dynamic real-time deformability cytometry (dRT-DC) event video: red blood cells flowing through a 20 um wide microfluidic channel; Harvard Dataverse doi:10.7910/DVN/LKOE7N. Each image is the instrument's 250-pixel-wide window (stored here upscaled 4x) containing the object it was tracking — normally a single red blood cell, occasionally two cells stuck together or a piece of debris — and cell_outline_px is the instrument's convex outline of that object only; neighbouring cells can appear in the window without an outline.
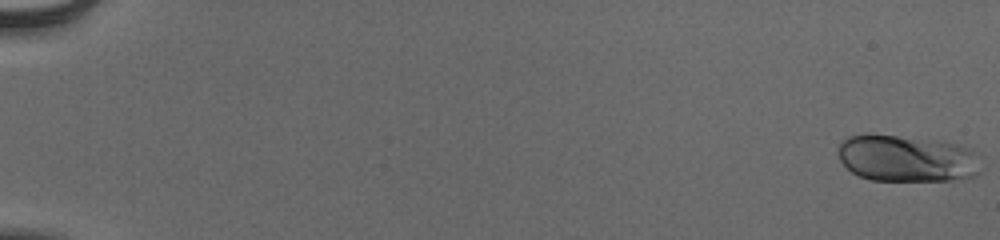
{"species": "human", "species_latin": "Homo sapiens", "temperature_condition": "cold", "stored_images_in_passage": 56, "camera_frame_rate_fps": 3000, "um_per_image_px": 0.085, "donor": {"sex": "male"}, "frame": {"image": 1, "passage_image": 1, "time_ms": 0.0, "image_size_px": [1000, 240], "cell_outline_px": [[980, 172], [976, 176], [948, 180], [872, 180], [860, 176], [852, 172], [840, 160], [840, 144], [848, 136], [896, 136], [936, 140], [972, 148], [980, 152]], "centroid_in_image_um": [77.19, 13.49], "position_along_channel_um": 7.8, "area_um2": 38.49}}
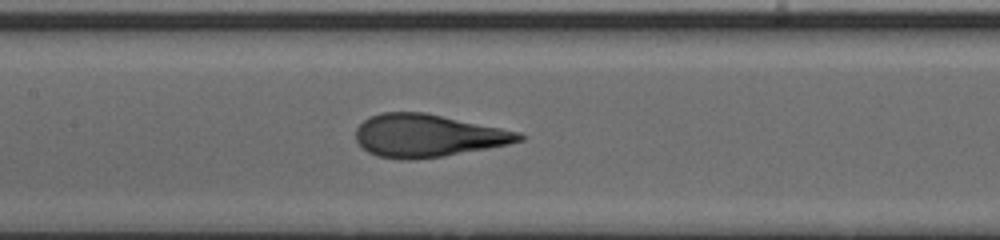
{"frame": {"image": 2, "passage_image": 30, "time_ms": 9.667, "image_size_px": [1000, 240], "cell_outline_px": [[524, 140], [508, 144], [488, 148], [444, 156], [412, 160], [408, 160], [376, 156], [368, 152], [356, 140], [356, 128], [364, 120], [380, 112], [424, 112], [520, 132], [524, 136]], "centroid_in_image_um": [36.34, 11.53], "position_along_channel_um": 171.1, "area_um2": 40.4}}
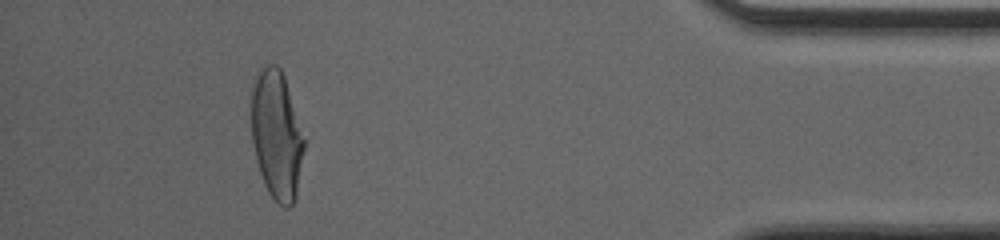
{"frame": {"image": 3, "passage_image": 52, "time_ms": 17.0, "image_size_px": [1000, 240], "cell_outline_px": [[304, 148], [296, 196], [292, 204], [288, 208], [284, 208], [268, 192], [264, 184], [260, 172], [252, 140], [252, 80], [256, 72], [260, 68], [268, 64], [276, 64], [280, 68], [284, 76], [304, 140]], "centroid_in_image_um": [23.49, 11.44], "position_along_channel_um": 411.7, "area_um2": 39.07}, "authors_computed_cell_mechanics": {"area_um2": 40.171, "velocity_mm_per_s": 3.8898, "shape_relaxation_time_tau1_ms": 4.2803, "shape_relaxation_time_tau2_ms": null, "deformation_change_tau1": 0.2133, "deformation_change_tau2": null}}